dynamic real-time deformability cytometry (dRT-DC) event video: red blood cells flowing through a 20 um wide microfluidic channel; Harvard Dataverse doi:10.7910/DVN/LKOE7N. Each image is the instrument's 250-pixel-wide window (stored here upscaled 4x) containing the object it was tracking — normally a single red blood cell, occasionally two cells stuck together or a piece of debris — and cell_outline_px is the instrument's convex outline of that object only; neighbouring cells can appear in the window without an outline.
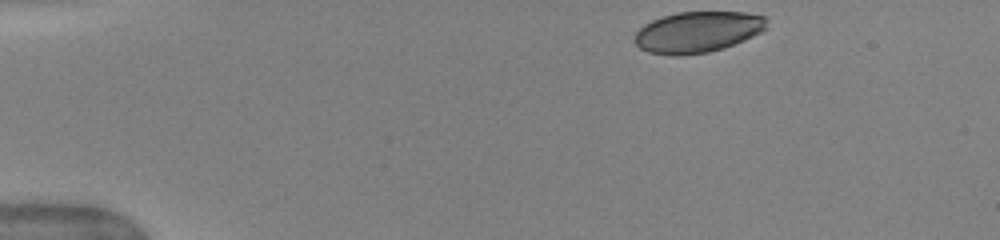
{"species": "human", "species_latin": "Homo sapiens", "temperature_condition": "warm", "stored_images_in_passage": 43, "camera_frame_rate_fps": 3000, "um_per_image_px": 0.085, "donor": {"sex": "female"}, "frame": {"image": 1, "passage_image": 1, "time_ms": 0.0, "image_size_px": [1000, 240], "cell_outline_px": [[768, 28], [744, 40], [724, 48], [708, 52], [676, 56], [672, 56], [648, 52], [640, 48], [636, 44], [636, 32], [644, 24], [652, 20], [676, 12], [744, 12], [764, 16], [768, 20]], "centroid_in_image_um": [59.32, 2.72], "position_along_channel_um": 25.7, "area_um2": 31.62}}
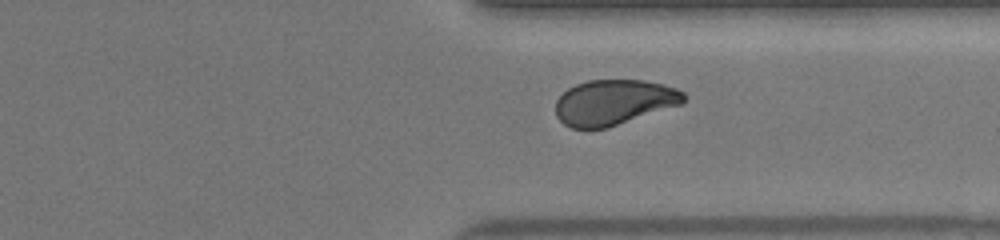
{"frame": {"image": 2, "passage_image": 32, "time_ms": 10.333, "image_size_px": [1000, 240], "cell_outline_px": [[688, 96], [684, 104], [608, 128], [572, 128], [564, 124], [556, 116], [556, 100], [568, 88], [576, 84], [588, 80], [644, 80], [664, 84], [676, 88], [684, 92]], "centroid_in_image_um": [52.24, 8.69], "position_along_channel_um": 359.2, "area_um2": 34.28}}
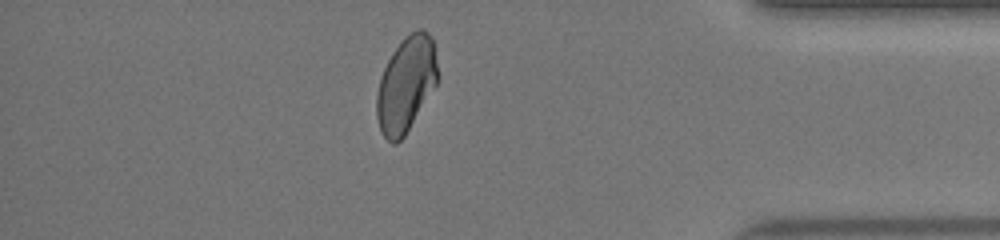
{"frame": {"image": 3, "passage_image": 37, "time_ms": 12.0, "image_size_px": [1000, 240], "cell_outline_px": [[440, 76], [436, 84], [404, 136], [396, 144], [392, 144], [380, 132], [376, 116], [376, 96], [380, 76], [392, 52], [404, 36], [420, 28], [424, 28], [432, 36]], "centroid_in_image_um": [34.51, 7.14], "position_along_channel_um": 400.7, "area_um2": 34.1}, "authors_computed_cell_mechanics": {"area_um2": 34.5644, "velocity_mm_per_s": 4.0741, "shape_relaxation_time_tau1_ms": 7.6224, "shape_relaxation_time_tau2_ms": 0.9184, "deformation_change_tau1": 0.1653, "deformation_change_tau2": 0.0538}}